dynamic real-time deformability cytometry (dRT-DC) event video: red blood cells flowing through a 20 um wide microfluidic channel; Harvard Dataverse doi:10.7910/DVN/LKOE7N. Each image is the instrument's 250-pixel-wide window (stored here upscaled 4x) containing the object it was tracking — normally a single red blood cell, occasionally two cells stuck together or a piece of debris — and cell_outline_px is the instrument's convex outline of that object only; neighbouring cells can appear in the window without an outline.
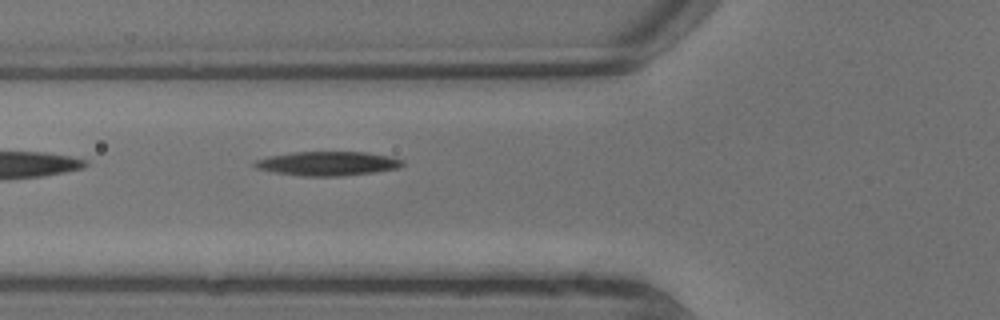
{"species": "common noctule bat (a hibernating species)", "species_latin": "Nyctalus noctula", "temperature_condition": "warm", "stored_images_in_passage": 3, "camera_frame_rate_fps": 3000, "um_per_image_px": 0.085, "animal": {"sex": "male", "body_mass_g": 13.3}, "frame": {"image": 1, "passage_image": 3, "time_ms": 0.667, "image_size_px": [1000, 320], "cell_outline_px": [[404, 164], [396, 168], [372, 172], [344, 176], [300, 176], [276, 172], [256, 168], [252, 164], [256, 160], [268, 156], [292, 152], [364, 152], [392, 156], [404, 160]], "centroid_in_image_um": [27.84, 13.89], "position_along_channel_um": 98.0, "area_um2": 20.75}}